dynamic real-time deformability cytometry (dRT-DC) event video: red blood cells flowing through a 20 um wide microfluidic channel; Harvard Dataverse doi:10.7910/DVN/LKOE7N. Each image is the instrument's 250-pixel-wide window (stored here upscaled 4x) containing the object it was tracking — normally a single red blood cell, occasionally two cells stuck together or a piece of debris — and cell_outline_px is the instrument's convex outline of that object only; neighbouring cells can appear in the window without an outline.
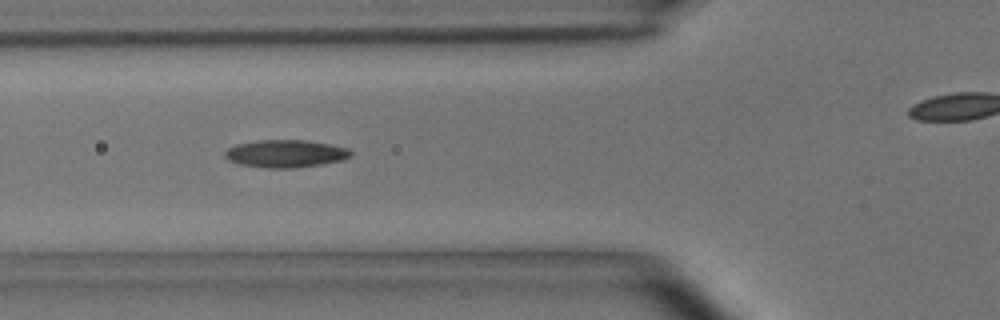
{"species": "common noctule bat (a hibernating species)", "species_latin": "Nyctalus noctula", "temperature_condition": "room temperature", "stored_images_in_passage": 31, "camera_frame_rate_fps": 3000, "um_per_image_px": 0.085, "animal": {"sex": "male", "body_mass_g": 15.6}, "frame": {"image": 1, "passage_image": 8, "time_ms": 2.333, "image_size_px": [1000, 320], "cell_outline_px": [[352, 156], [340, 160], [324, 164], [296, 168], [268, 168], [240, 164], [228, 160], [224, 156], [224, 152], [228, 148], [236, 144], [256, 140], [304, 140], [328, 144], [348, 148], [352, 152]], "centroid_in_image_um": [24.26, 13.06], "position_along_channel_um": 101.5, "area_um2": 20.29}, "authors_computed_cell_mechanics": {"area_um2": 19.363, "velocity_mm_per_s": 3.6384, "shape_relaxation_time_tau1_ms": null, "shape_relaxation_time_tau2_ms": 1.4592, "deformation_change_tau1": null, "deformation_change_tau2": 0.0808}}